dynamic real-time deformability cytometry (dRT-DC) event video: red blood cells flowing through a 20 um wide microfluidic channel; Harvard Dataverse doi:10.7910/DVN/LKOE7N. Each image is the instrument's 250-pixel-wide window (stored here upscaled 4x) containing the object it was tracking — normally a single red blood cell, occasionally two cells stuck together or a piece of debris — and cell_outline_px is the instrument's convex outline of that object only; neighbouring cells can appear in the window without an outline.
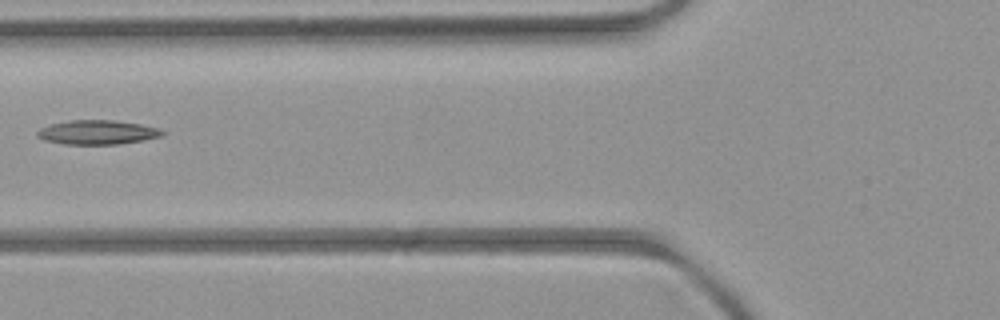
{"species": "common noctule bat (a hibernating species)", "species_latin": "Nyctalus noctula", "temperature_condition": "room temperature", "stored_images_in_passage": 6, "camera_frame_rate_fps": 3000, "um_per_image_px": 0.085, "animal": {"sex": "female", "body_mass_g": 21.9}, "frame": {"image": 1, "passage_image": 4, "time_ms": 3.667, "image_size_px": [1000, 320], "cell_outline_px": [[164, 132], [160, 136], [144, 140], [116, 144], [64, 144], [44, 140], [36, 136], [36, 132], [40, 128], [52, 124], [72, 120], [112, 120], [140, 124], [160, 128]], "centroid_in_image_um": [8.26, 11.24], "position_along_channel_um": 117.5, "area_um2": 17.51}}
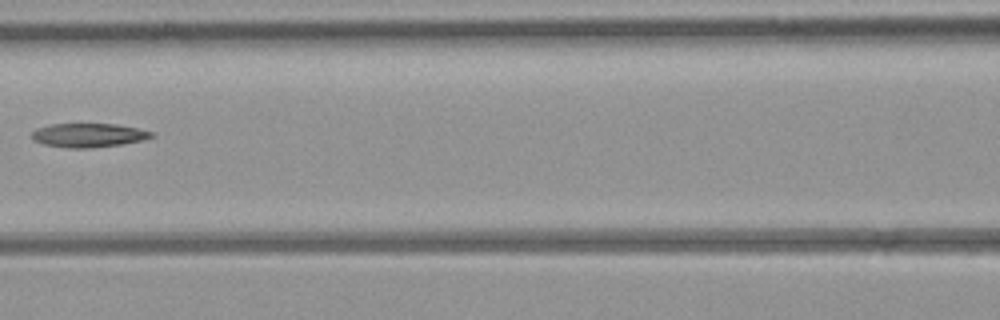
{"frame": {"image": 2, "passage_image": 5, "time_ms": 4.667, "image_size_px": [1000, 320], "cell_outline_px": [[156, 136], [140, 140], [120, 144], [92, 148], [64, 148], [44, 144], [32, 140], [32, 132], [36, 128], [52, 124], [116, 124], [156, 132]], "centroid_in_image_um": [7.51, 11.49], "position_along_channel_um": 159.1, "area_um2": 16.7}}
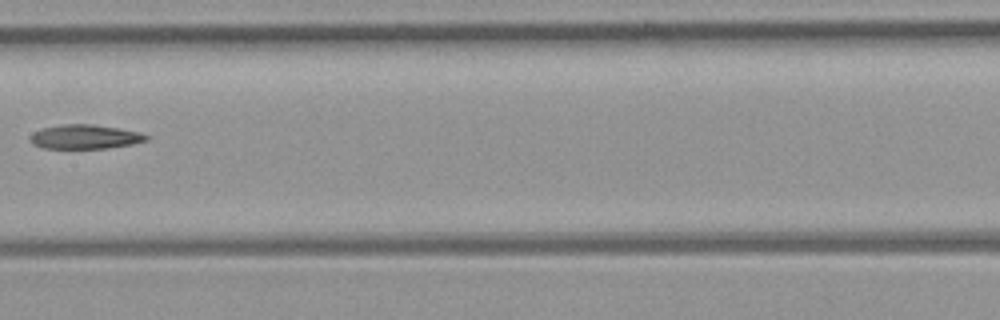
{"frame": {"image": 3, "passage_image": 6, "time_ms": 5.667, "image_size_px": [1000, 320], "cell_outline_px": [[148, 140], [132, 144], [108, 148], [44, 148], [32, 144], [28, 140], [28, 136], [32, 132], [40, 128], [64, 124], [92, 124], [140, 132], [148, 136]], "centroid_in_image_um": [7.15, 11.62], "position_along_channel_um": 200.2, "area_um2": 16.47}}